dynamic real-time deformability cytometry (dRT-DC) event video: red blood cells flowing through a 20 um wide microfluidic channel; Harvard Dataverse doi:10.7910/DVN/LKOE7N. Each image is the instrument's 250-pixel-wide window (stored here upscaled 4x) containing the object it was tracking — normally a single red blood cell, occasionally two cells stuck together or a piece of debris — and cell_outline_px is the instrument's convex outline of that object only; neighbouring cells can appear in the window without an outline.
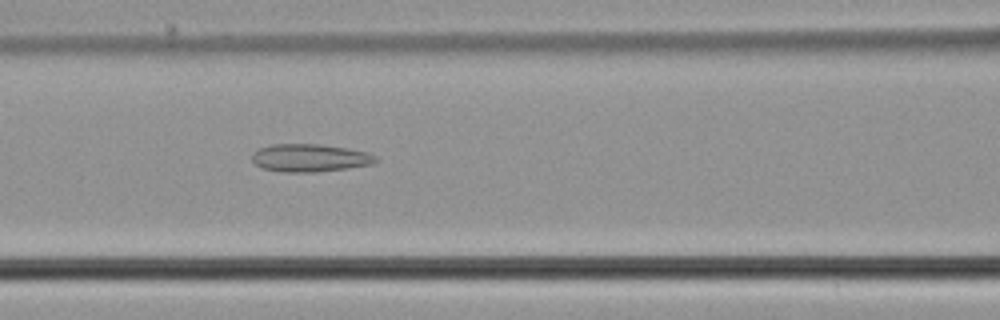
{"species": "common noctule bat (a hibernating species)", "species_latin": "Nyctalus noctula", "temperature_condition": "cold", "stored_images_in_passage": 33, "camera_frame_rate_fps": 3000, "um_per_image_px": 0.085, "animal": {"sex": "male", "body_mass_g": 21.5, "forearm_length_mm": 52.0}, "frame": {"image": 1, "passage_image": 10, "time_ms": 3.0, "image_size_px": [1000, 320], "cell_outline_px": [[380, 160], [372, 164], [348, 168], [316, 172], [284, 172], [260, 168], [252, 160], [252, 152], [260, 148], [272, 144], [320, 144], [348, 148], [364, 152], [376, 156]], "centroid_in_image_um": [26.32, 13.42], "position_along_channel_um": 140.3, "area_um2": 20.11}}
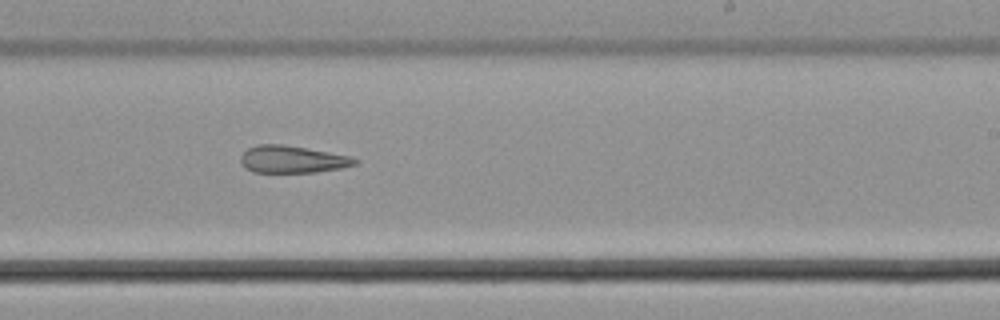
{"frame": {"image": 2, "passage_image": 20, "time_ms": 6.333, "image_size_px": [1000, 320], "cell_outline_px": [[360, 160], [356, 164], [340, 168], [316, 172], [252, 172], [240, 160], [240, 156], [248, 148], [256, 144], [280, 144], [352, 156]], "centroid_in_image_um": [24.87, 13.54], "position_along_channel_um": 264.1, "area_um2": 17.92}}
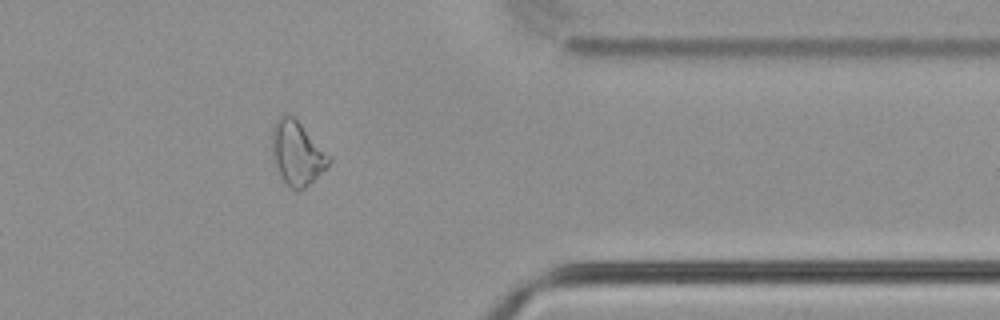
{"frame": {"image": 3, "passage_image": 31, "time_ms": 10.0, "image_size_px": [1000, 320], "cell_outline_px": [[332, 160], [300, 192], [292, 188], [280, 176], [272, 156], [272, 128], [276, 120], [284, 112], [292, 116], [332, 156]], "centroid_in_image_um": [25.23, 12.99], "position_along_channel_um": 386.2, "area_um2": 20.87}, "authors_computed_cell_mechanics": {"area_um2": 19.3052, "velocity_mm_per_s": 3.7196, "shape_relaxation_time_tau1_ms": null, "shape_relaxation_time_tau2_ms": 4.1325, "deformation_change_tau1": null, "deformation_change_tau2": 0.1465}}